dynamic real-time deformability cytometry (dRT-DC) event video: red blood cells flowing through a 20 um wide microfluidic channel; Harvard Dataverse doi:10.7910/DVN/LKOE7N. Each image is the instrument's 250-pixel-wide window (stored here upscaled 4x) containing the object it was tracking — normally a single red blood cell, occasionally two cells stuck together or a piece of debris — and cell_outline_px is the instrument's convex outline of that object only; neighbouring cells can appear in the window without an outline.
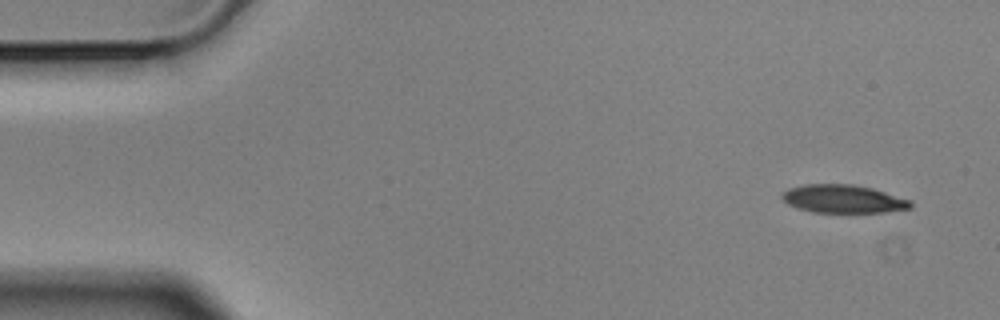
{"species": "Egyptian fruit bat (a non-hibernating species)", "species_latin": "Rousettus aegyptiacus", "temperature_condition": "cold", "stored_images_in_passage": 5, "camera_frame_rate_fps": 3000, "um_per_image_px": 0.085, "animal": {"sex": "male"}, "frame": {"image": 1, "passage_image": 1, "time_ms": 0.0, "image_size_px": [1000, 320], "cell_outline_px": [[912, 208], [888, 212], [812, 212], [796, 208], [788, 204], [780, 196], [788, 188], [804, 184], [852, 184], [872, 188], [912, 200]], "centroid_in_image_um": [71.68, 16.91], "position_along_channel_um": 13.3, "area_um2": 21.21}}
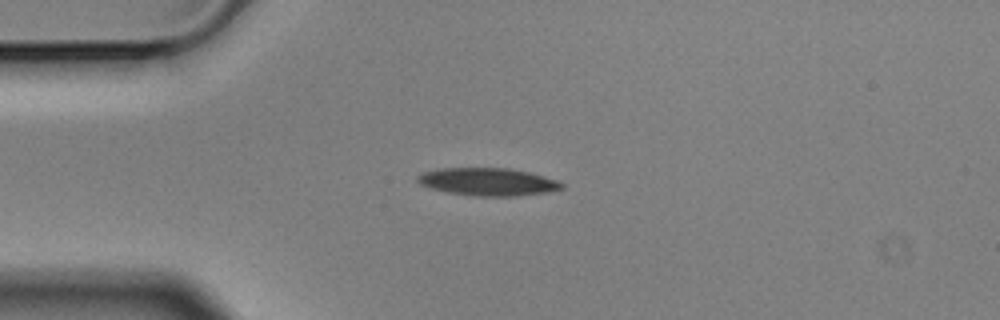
{"frame": {"image": 2, "passage_image": 4, "time_ms": 1.0, "image_size_px": [1000, 320], "cell_outline_px": [[564, 188], [548, 192], [516, 196], [476, 196], [448, 192], [432, 188], [420, 184], [416, 180], [416, 176], [420, 172], [436, 168], [508, 168], [528, 172], [544, 176], [556, 180], [564, 184]], "centroid_in_image_um": [41.44, 15.44], "position_along_channel_um": 43.6, "area_um2": 23.35}}